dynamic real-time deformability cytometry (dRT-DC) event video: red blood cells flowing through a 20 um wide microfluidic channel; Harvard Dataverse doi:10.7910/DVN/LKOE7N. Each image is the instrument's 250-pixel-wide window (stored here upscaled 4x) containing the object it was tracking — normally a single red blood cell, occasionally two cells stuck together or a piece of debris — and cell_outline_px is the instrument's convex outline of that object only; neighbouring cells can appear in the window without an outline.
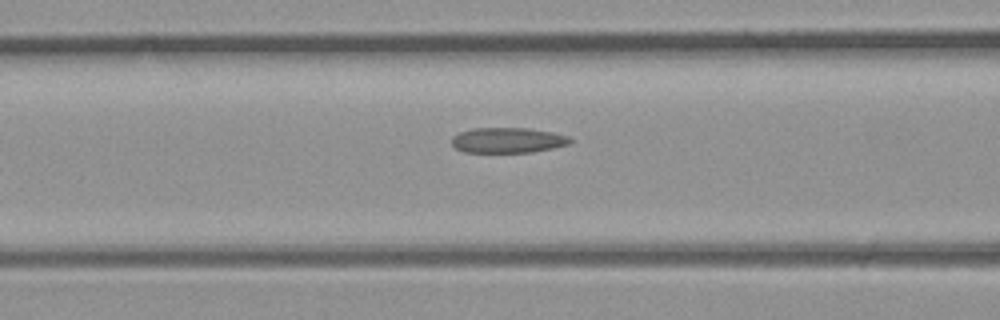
{"species": "common noctule bat (a hibernating species)", "species_latin": "Nyctalus noctula", "temperature_condition": "room temperature", "stored_images_in_passage": 6, "camera_frame_rate_fps": 3000, "um_per_image_px": 0.085, "animal": {"sex": "male", "body_mass_g": 23.1, "forearm_length_mm": 52.7}, "frame": {"image": 1, "passage_image": 6, "time_ms": 1.667, "image_size_px": [1000, 320], "cell_outline_px": [[572, 140], [568, 144], [552, 148], [532, 152], [464, 152], [456, 148], [452, 144], [452, 136], [460, 132], [472, 128], [528, 128], [552, 132], [568, 136]], "centroid_in_image_um": [43.14, 11.91], "position_along_channel_um": 123.5, "area_um2": 17.4}}